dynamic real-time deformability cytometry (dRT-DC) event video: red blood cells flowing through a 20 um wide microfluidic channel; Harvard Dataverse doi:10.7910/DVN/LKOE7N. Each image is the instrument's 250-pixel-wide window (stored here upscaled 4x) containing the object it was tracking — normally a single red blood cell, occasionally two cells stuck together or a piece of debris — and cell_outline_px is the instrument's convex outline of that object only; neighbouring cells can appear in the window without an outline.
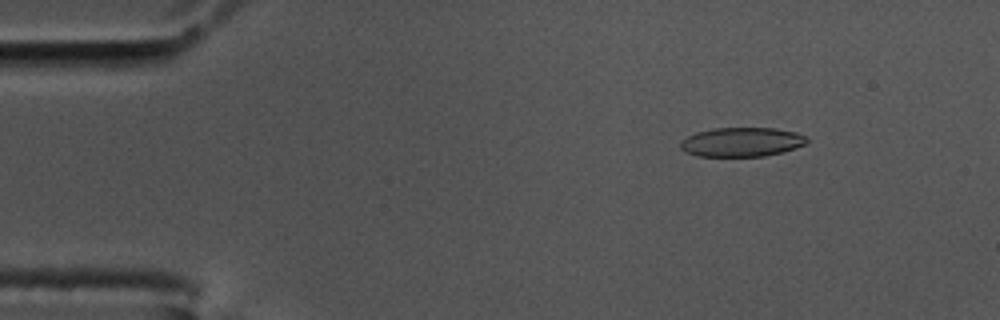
{"species": "common noctule bat (a hibernating species)", "species_latin": "Nyctalus noctula", "temperature_condition": "cold", "stored_images_in_passage": 58, "camera_frame_rate_fps": 3000, "um_per_image_px": 0.085, "animal": {"sex": "male", "body_mass_g": 17.5, "forearm_length_mm": 52.3}, "frame": {"image": 1, "passage_image": 8, "time_ms": 2.333, "image_size_px": [1000, 320], "cell_outline_px": [[808, 140], [804, 144], [796, 148], [764, 156], [696, 156], [684, 152], [680, 148], [680, 140], [696, 132], [716, 128], [776, 128], [796, 132], [808, 136]], "centroid_in_image_um": [63.03, 12.07], "position_along_channel_um": 22.0, "area_um2": 21.62}}
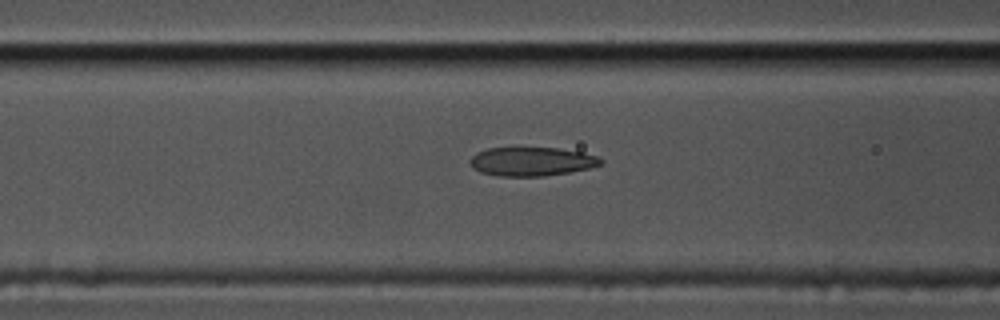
{"frame": {"image": 2, "passage_image": 23, "time_ms": 7.333, "image_size_px": [1000, 320], "cell_outline_px": [[604, 160], [600, 164], [592, 168], [544, 176], [500, 176], [480, 172], [472, 168], [468, 160], [476, 152], [488, 148], [560, 148], [584, 152], [600, 156]], "centroid_in_image_um": [45.21, 13.72], "position_along_channel_um": 121.4, "area_um2": 22.2}}
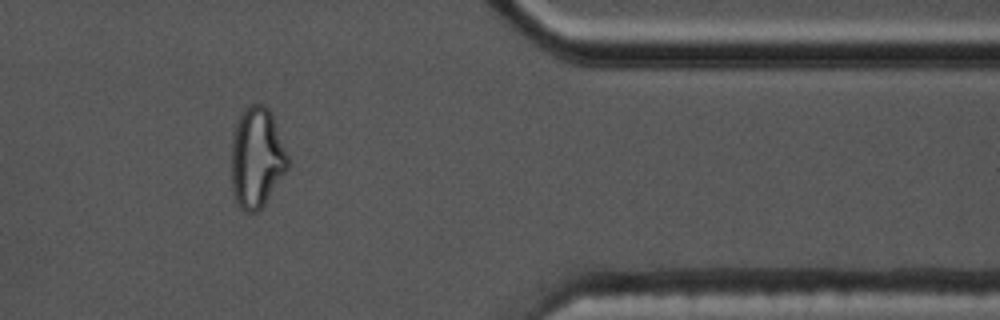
{"frame": {"image": 3, "passage_image": 48, "time_ms": 15.667, "image_size_px": [1000, 320], "cell_outline_px": [[288, 168], [264, 208], [256, 212], [244, 212], [240, 208], [236, 200], [232, 188], [232, 132], [240, 116], [248, 104], [264, 104], [272, 112], [288, 156]], "centroid_in_image_um": [21.83, 13.43], "position_along_channel_um": 389.6, "area_um2": 33.41}, "authors_computed_cell_mechanics": {"area_um2": 22.831, "velocity_mm_per_s": 3.4746, "shape_relaxation_time_tau1_ms": null, "shape_relaxation_time_tau2_ms": 1.7876, "deformation_change_tau1": null, "deformation_change_tau2": 0.0828}}